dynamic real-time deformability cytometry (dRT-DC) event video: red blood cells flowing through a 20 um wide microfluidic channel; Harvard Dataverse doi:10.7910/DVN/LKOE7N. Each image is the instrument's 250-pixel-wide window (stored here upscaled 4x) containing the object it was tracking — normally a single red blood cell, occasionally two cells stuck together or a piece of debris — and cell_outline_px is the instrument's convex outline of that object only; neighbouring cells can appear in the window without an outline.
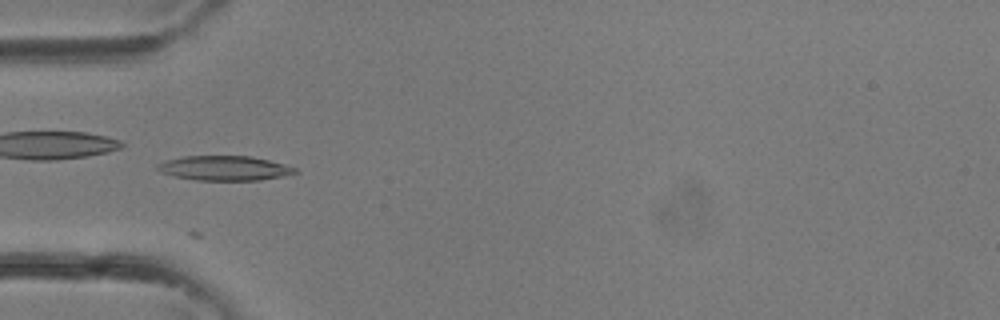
{"species": "common noctule bat (a hibernating species)", "species_latin": "Nyctalus noctula", "temperature_condition": "room temperature", "stored_images_in_passage": 16, "camera_frame_rate_fps": 3000, "um_per_image_px": 0.085, "animal": {"sex": "female"}, "frame": {"image": 1, "passage_image": 8, "time_ms": 2.333, "image_size_px": [1000, 320], "cell_outline_px": [[300, 172], [260, 180], [196, 180], [176, 176], [160, 172], [156, 168], [156, 164], [164, 160], [184, 156], [252, 156], [284, 164], [296, 168]], "centroid_in_image_um": [19.05, 14.28], "position_along_channel_um": 65.9, "area_um2": 19.71}}
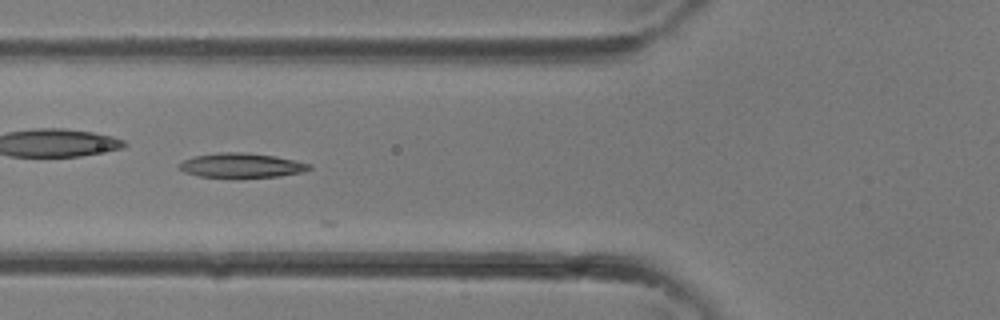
{"frame": {"image": 2, "passage_image": 10, "time_ms": 3.0, "image_size_px": [1000, 320], "cell_outline_px": [[312, 168], [300, 172], [280, 176], [200, 176], [184, 172], [176, 164], [192, 156], [220, 152], [240, 152], [276, 156], [312, 164]], "centroid_in_image_um": [20.5, 14.03], "position_along_channel_um": 105.3, "area_um2": 18.15}}
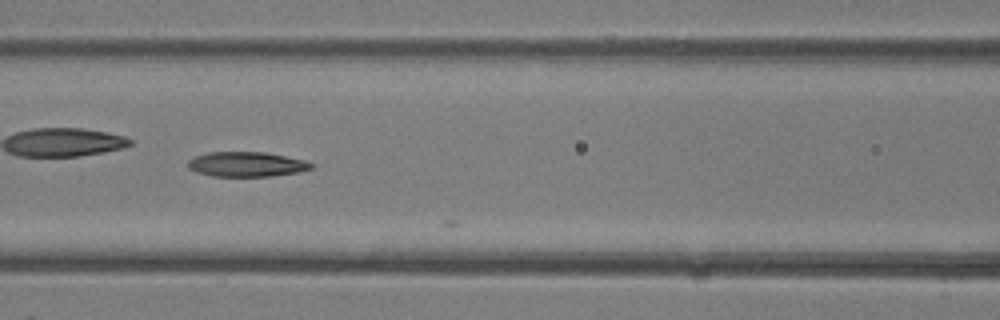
{"frame": {"image": 3, "passage_image": 12, "time_ms": 3.667, "image_size_px": [1000, 320], "cell_outline_px": [[312, 168], [300, 172], [272, 176], [212, 176], [196, 172], [188, 168], [188, 160], [196, 156], [208, 152], [264, 152], [304, 160], [312, 164]], "centroid_in_image_um": [20.93, 13.97], "position_along_channel_um": 145.7, "area_um2": 17.74}}